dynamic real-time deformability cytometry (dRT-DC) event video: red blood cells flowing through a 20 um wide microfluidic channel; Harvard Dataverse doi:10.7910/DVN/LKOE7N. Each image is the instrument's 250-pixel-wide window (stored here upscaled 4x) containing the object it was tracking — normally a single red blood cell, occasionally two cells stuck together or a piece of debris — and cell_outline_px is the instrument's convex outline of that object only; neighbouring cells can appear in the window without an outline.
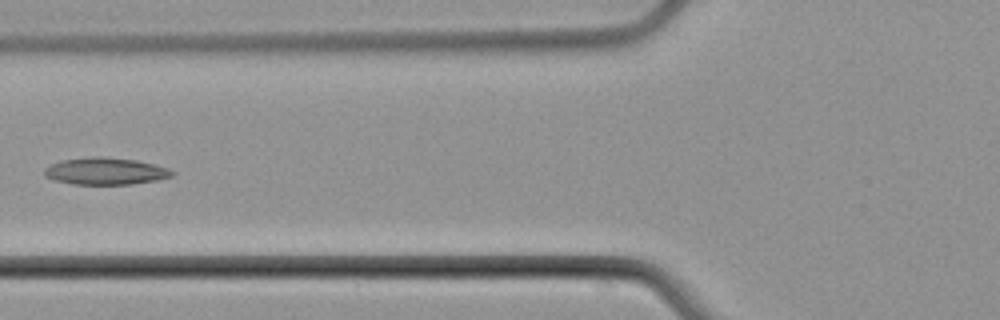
{"species": "common noctule bat (a hibernating species)", "species_latin": "Nyctalus noctula", "temperature_condition": "cold", "stored_images_in_passage": 7, "camera_frame_rate_fps": 3000, "um_per_image_px": 0.085, "animal": {"sex": "male", "body_mass_g": 21.5, "forearm_length_mm": 52.0}, "frame": {"image": 1, "passage_image": 6, "time_ms": 7.333, "image_size_px": [1000, 320], "cell_outline_px": [[176, 172], [172, 176], [160, 180], [132, 184], [72, 184], [52, 180], [44, 176], [44, 168], [52, 164], [64, 160], [100, 156], [136, 160], [168, 168]], "centroid_in_image_um": [8.98, 14.56], "position_along_channel_um": 116.8, "area_um2": 20.06}}
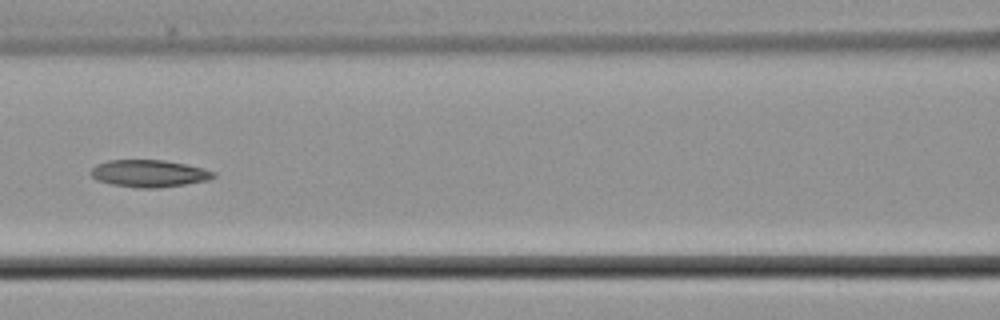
{"frame": {"image": 2, "passage_image": 7, "time_ms": 8.333, "image_size_px": [1000, 320], "cell_outline_px": [[216, 176], [208, 180], [160, 188], [140, 188], [112, 184], [96, 180], [92, 176], [92, 168], [96, 164], [108, 160], [164, 160], [184, 164], [216, 172]], "centroid_in_image_um": [12.66, 14.74], "position_along_channel_um": 153.9, "area_um2": 19.25}}